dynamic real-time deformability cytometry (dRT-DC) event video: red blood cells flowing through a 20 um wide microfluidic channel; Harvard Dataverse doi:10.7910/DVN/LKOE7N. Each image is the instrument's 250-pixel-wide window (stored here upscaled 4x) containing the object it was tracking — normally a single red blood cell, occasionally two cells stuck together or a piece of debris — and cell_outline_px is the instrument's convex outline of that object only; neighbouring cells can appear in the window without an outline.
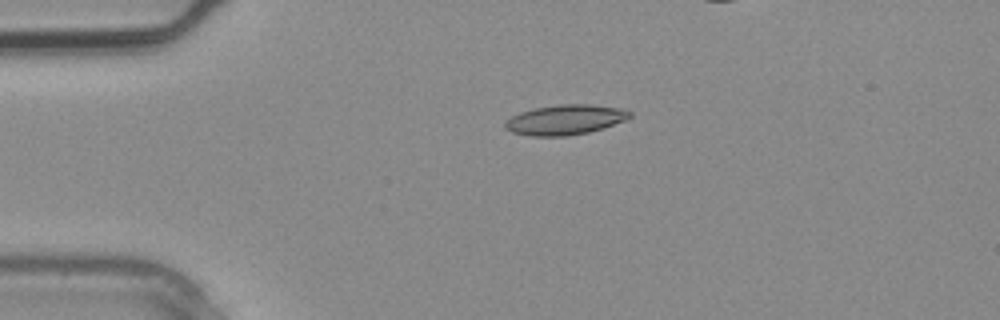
{"species": "common noctule bat (a hibernating species)", "species_latin": "Nyctalus noctula", "temperature_condition": "warm", "stored_images_in_passage": 2, "camera_frame_rate_fps": 3000, "um_per_image_px": 0.085, "animal": {"sex": "male", "body_mass_g": 20.4}, "frame": {"image": 1, "passage_image": 1, "time_ms": 0.0, "image_size_px": [1000, 320], "cell_outline_px": [[632, 116], [624, 120], [604, 128], [588, 132], [568, 136], [532, 136], [512, 132], [504, 128], [504, 120], [520, 112], [532, 108], [560, 104], [592, 104], [620, 108], [632, 112]], "centroid_in_image_um": [48.01, 10.17], "position_along_channel_um": 37.0, "area_um2": 21.96}}